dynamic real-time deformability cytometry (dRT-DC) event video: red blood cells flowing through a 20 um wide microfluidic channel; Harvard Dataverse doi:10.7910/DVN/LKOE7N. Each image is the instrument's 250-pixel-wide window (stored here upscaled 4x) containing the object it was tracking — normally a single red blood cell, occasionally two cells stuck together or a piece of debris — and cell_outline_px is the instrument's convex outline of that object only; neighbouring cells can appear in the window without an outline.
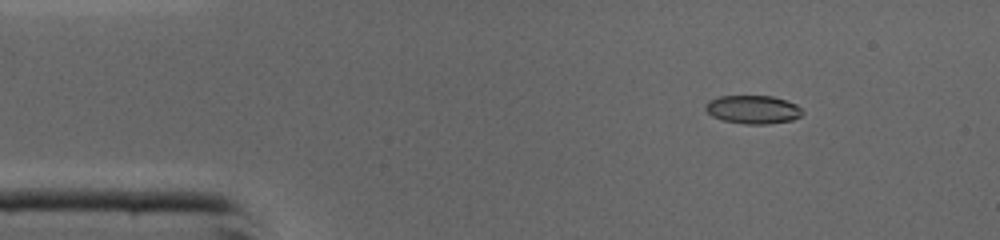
{"species": "common noctule bat (a hibernating species)", "species_latin": "Nyctalus noctula", "temperature_condition": "cold", "stored_images_in_passage": 8, "camera_frame_rate_fps": 3000, "um_per_image_px": 0.085, "animal": {"sex": "male", "body_mass_g": 19.0, "forearm_length_mm": 50.8}, "frame": {"image": 1, "passage_image": 1, "time_ms": 0.0, "image_size_px": [1000, 240], "cell_outline_px": [[804, 112], [800, 116], [792, 120], [768, 124], [748, 124], [724, 120], [712, 116], [704, 108], [704, 104], [708, 100], [720, 96], [772, 96], [796, 104]], "centroid_in_image_um": [63.98, 9.3], "position_along_channel_um": 21.0, "area_um2": 15.95}}